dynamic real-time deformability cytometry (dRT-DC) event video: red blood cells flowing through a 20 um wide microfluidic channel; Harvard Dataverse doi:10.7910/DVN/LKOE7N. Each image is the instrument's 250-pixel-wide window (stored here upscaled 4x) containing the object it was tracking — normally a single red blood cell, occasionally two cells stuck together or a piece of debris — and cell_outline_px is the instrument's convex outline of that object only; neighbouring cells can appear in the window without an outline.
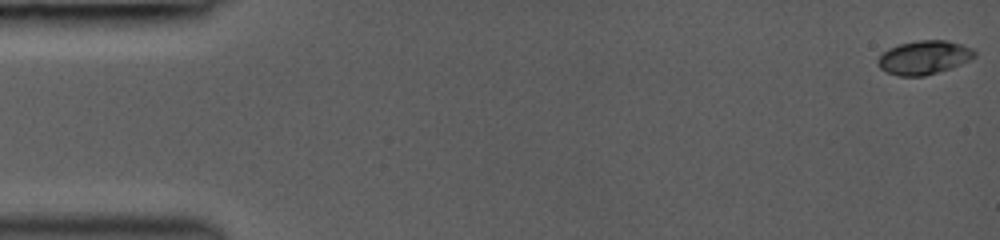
{"species": "common noctule bat (a hibernating species)", "species_latin": "Nyctalus noctula", "temperature_condition": "room temperature", "stored_images_in_passage": 12, "camera_frame_rate_fps": 3000, "um_per_image_px": 0.085, "animal": {"sex": "female", "body_mass_g": 19.0, "forearm_length_mm": 53.3}, "frame": {"image": 1, "passage_image": 1, "time_ms": 0.0, "image_size_px": [1000, 240], "cell_outline_px": [[976, 56], [960, 64], [924, 76], [900, 76], [888, 72], [880, 68], [876, 64], [876, 60], [888, 48], [900, 44], [916, 40], [948, 40], [964, 44], [972, 48], [976, 52]], "centroid_in_image_um": [78.54, 4.86], "position_along_channel_um": 6.5, "area_um2": 18.96}}
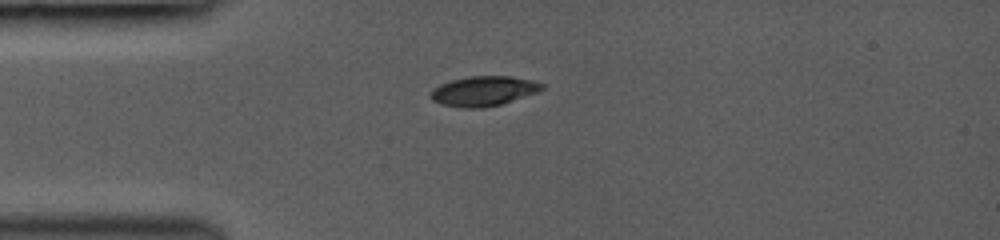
{"frame": {"image": 2, "passage_image": 9, "time_ms": 4.0, "image_size_px": [1000, 240], "cell_outline_px": [[544, 88], [536, 92], [500, 104], [484, 108], [460, 108], [440, 104], [432, 100], [428, 96], [440, 84], [452, 80], [468, 76], [512, 76], [532, 80], [544, 84]], "centroid_in_image_um": [41.08, 7.74], "position_along_channel_um": 43.9, "area_um2": 19.25}}
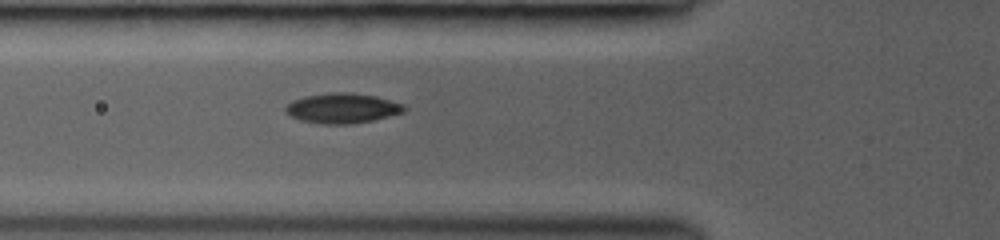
{"frame": {"image": 3, "passage_image": 12, "time_ms": 5.667, "image_size_px": [1000, 240], "cell_outline_px": [[408, 108], [404, 112], [372, 120], [352, 124], [320, 124], [300, 120], [284, 112], [284, 108], [292, 100], [304, 96], [336, 92], [352, 92], [376, 96], [404, 104]], "centroid_in_image_um": [29.1, 9.19], "position_along_channel_um": 96.7, "area_um2": 20.87}}